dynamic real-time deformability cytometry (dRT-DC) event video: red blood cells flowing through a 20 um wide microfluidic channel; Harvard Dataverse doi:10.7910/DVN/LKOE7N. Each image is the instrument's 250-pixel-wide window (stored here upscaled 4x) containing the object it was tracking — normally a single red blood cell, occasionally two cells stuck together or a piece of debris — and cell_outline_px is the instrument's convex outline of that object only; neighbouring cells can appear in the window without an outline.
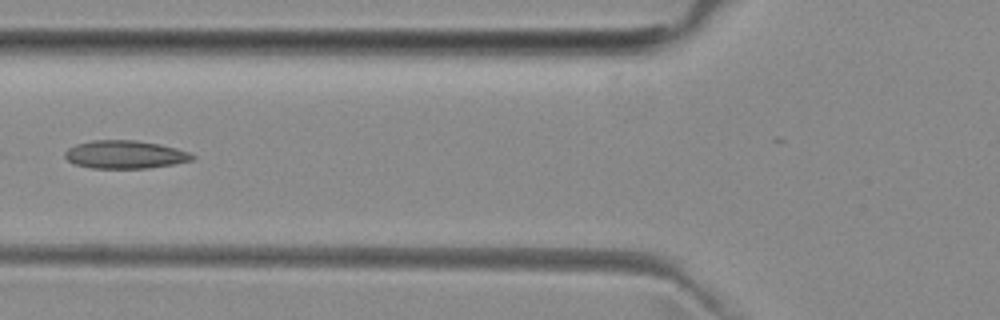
{"species": "common noctule bat (a hibernating species)", "species_latin": "Nyctalus noctula", "temperature_condition": "room temperature", "stored_images_in_passage": 5, "camera_frame_rate_fps": 3000, "um_per_image_px": 0.085, "animal": {"sex": "female", "body_mass_g": 29.2, "forearm_length_mm": 56.3}, "frame": {"image": 1, "passage_image": 4, "time_ms": 4.333, "image_size_px": [1000, 320], "cell_outline_px": [[196, 156], [192, 160], [172, 164], [148, 168], [92, 168], [76, 164], [68, 160], [64, 156], [64, 152], [68, 148], [76, 144], [92, 140], [136, 140], [160, 144], [176, 148], [188, 152]], "centroid_in_image_um": [10.61, 13.13], "position_along_channel_um": 115.2, "area_um2": 20.75}}
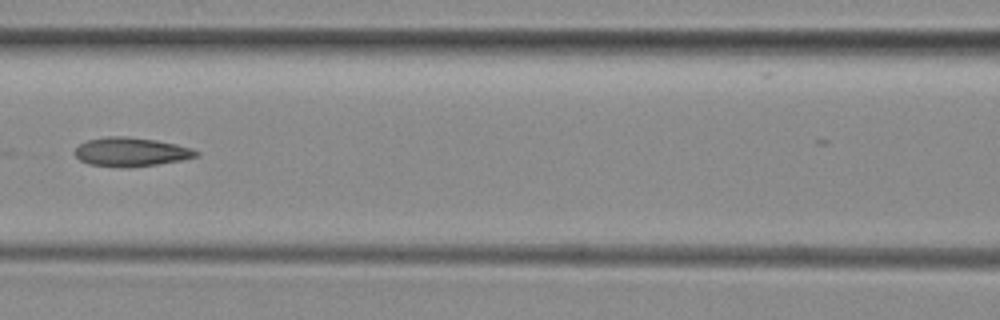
{"frame": {"image": 2, "passage_image": 5, "time_ms": 5.333, "image_size_px": [1000, 320], "cell_outline_px": [[200, 156], [184, 160], [132, 168], [128, 168], [88, 164], [80, 160], [76, 156], [76, 148], [80, 144], [88, 140], [108, 136], [124, 136], [156, 140], [176, 144], [192, 148], [200, 152]], "centroid_in_image_um": [11.2, 12.92], "position_along_channel_um": 155.4, "area_um2": 20.58}}